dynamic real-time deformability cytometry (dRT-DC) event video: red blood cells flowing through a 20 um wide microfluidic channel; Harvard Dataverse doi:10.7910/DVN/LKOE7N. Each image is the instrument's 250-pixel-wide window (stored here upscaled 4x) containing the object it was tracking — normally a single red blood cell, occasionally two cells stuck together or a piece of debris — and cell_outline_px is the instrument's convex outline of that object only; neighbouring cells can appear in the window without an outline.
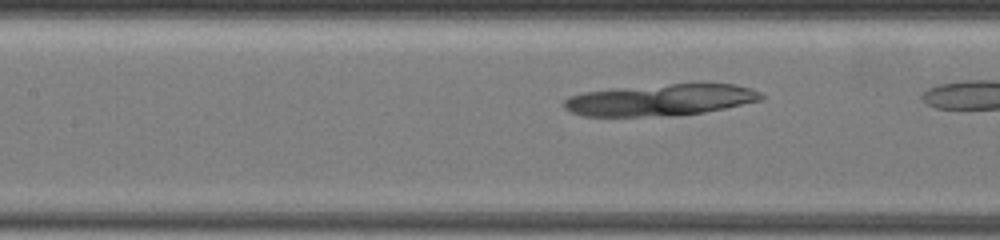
{"species": "common noctule bat (a hibernating species)", "species_latin": "Nyctalus noctula", "temperature_condition": "warm", "stored_images_in_passage": 18, "camera_frame_rate_fps": 3000, "um_per_image_px": 0.085, "animal": {"sex": "female", "body_mass_g": 19.5, "forearm_length_mm": 54.1}, "frame": {"image": 1, "passage_image": 16, "time_ms": 2.333, "image_size_px": [1000, 240], "cell_outline_px": [[764, 100], [704, 112], [680, 116], [580, 116], [564, 108], [564, 100], [572, 96], [584, 92], [616, 88], [672, 84], [736, 84], [752, 88], [760, 92], [764, 96]], "centroid_in_image_um": [56.19, 8.5], "position_along_channel_um": 151.2, "area_um2": 36.36}}